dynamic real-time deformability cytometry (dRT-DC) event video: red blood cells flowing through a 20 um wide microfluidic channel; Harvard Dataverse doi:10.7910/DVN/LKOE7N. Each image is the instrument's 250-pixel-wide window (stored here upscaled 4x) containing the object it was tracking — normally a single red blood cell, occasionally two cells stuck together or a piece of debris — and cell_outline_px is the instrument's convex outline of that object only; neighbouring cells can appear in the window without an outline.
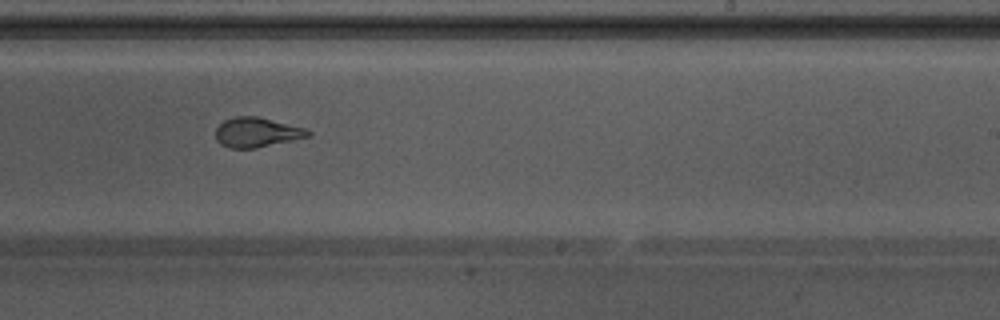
{"species": "Egyptian fruit bat (a non-hibernating species)", "species_latin": "Rousettus aegyptiacus", "temperature_condition": "warm", "stored_images_in_passage": 38, "camera_frame_rate_fps": 3000, "um_per_image_px": 0.085, "animal": {"sex": "male"}, "frame": {"image": 1, "passage_image": 17, "time_ms": 5.333, "image_size_px": [1000, 320], "cell_outline_px": [[312, 132], [308, 136], [292, 140], [256, 148], [228, 148], [220, 144], [216, 140], [216, 128], [224, 120], [236, 116], [256, 116], [304, 128]], "centroid_in_image_um": [21.77, 11.25], "position_along_channel_um": 267.2, "area_um2": 15.78}, "authors_computed_cell_mechanics": {"area_um2": 16.7909, "velocity_mm_per_s": 3.8685, "shape_relaxation_time_tau1_ms": 8.2368, "shape_relaxation_time_tau2_ms": 1.1331, "deformation_change_tau1": 0.2651, "deformation_change_tau2": 0.0724}}